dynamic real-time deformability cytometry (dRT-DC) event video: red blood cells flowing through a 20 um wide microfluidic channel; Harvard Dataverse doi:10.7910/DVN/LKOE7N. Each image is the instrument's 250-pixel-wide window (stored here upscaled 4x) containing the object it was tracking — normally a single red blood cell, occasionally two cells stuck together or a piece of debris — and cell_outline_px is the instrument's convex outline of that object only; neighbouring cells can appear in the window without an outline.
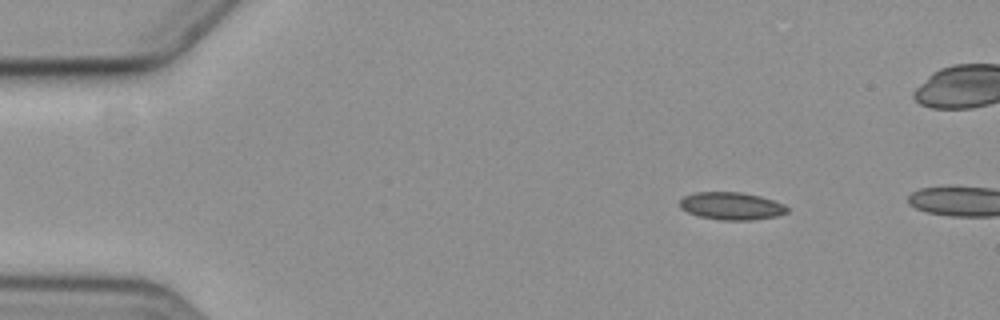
{"species": "common noctule bat (a hibernating species)", "species_latin": "Nyctalus noctula", "temperature_condition": "cold", "stored_images_in_passage": 3, "camera_frame_rate_fps": 3000, "um_per_image_px": 0.085, "animal": {"sex": "female", "body_mass_g": 19.3, "forearm_length_mm": 54.1}, "frame": {"image": 1, "passage_image": 1, "time_ms": 0.0, "image_size_px": [1000, 320], "cell_outline_px": [[788, 212], [776, 216], [752, 220], [720, 220], [700, 216], [688, 212], [680, 208], [680, 200], [684, 196], [696, 192], [740, 192], [760, 196], [784, 204], [788, 208]], "centroid_in_image_um": [62.17, 17.51], "position_along_channel_um": 22.8, "area_um2": 17.17}}